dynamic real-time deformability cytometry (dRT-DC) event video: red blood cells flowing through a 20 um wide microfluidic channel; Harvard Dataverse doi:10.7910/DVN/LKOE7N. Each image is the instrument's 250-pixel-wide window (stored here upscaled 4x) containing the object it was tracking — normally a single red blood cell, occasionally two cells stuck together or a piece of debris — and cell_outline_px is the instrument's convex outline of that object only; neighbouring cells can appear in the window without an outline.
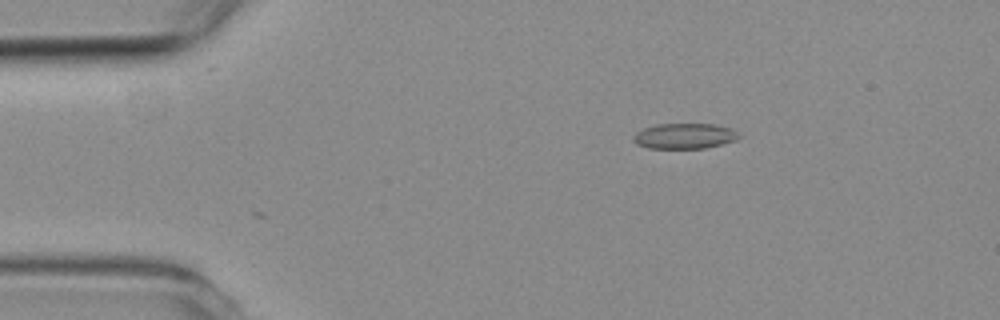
{"species": "common noctule bat (a hibernating species)", "species_latin": "Nyctalus noctula", "temperature_condition": "room temperature", "stored_images_in_passage": 7, "camera_frame_rate_fps": 3000, "um_per_image_px": 0.085, "animal": {"sex": "female", "body_mass_g": 19.3, "forearm_length_mm": 54.1}, "frame": {"image": 1, "passage_image": 2, "time_ms": 1.0, "image_size_px": [1000, 320], "cell_outline_px": [[740, 136], [736, 140], [704, 148], [648, 148], [636, 144], [632, 140], [632, 136], [636, 132], [644, 128], [656, 124], [712, 124], [732, 128]], "centroid_in_image_um": [58.14, 11.56], "position_along_channel_um": 26.9, "area_um2": 15.61}}
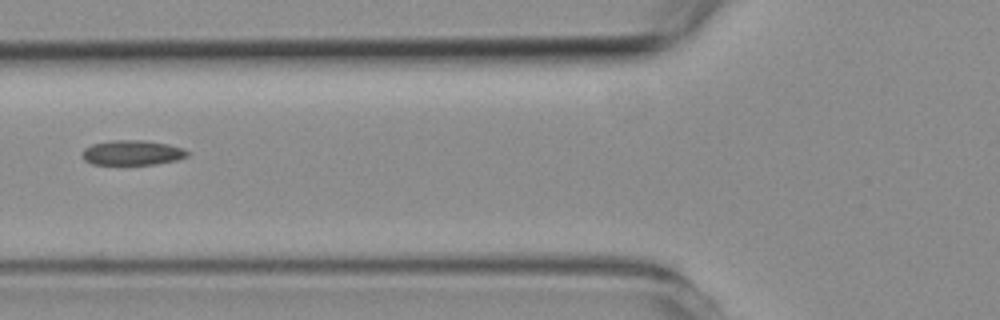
{"frame": {"image": 2, "passage_image": 5, "time_ms": 4.667, "image_size_px": [1000, 320], "cell_outline_px": [[188, 156], [176, 160], [156, 164], [92, 164], [84, 160], [84, 148], [92, 144], [116, 140], [140, 140], [168, 144], [180, 148], [188, 152]], "centroid_in_image_um": [11.24, 12.98], "position_along_channel_um": 114.6, "area_um2": 14.91}}
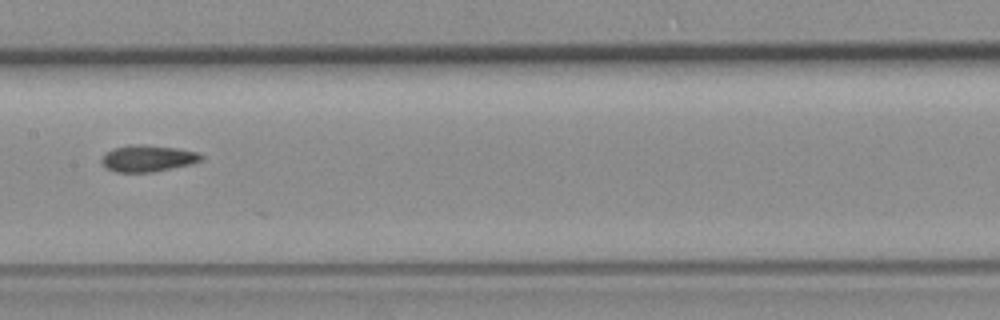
{"frame": {"image": 3, "passage_image": 7, "time_ms": 6.667, "image_size_px": [1000, 320], "cell_outline_px": [[204, 160], [192, 164], [152, 172], [116, 172], [104, 168], [100, 160], [108, 152], [116, 148], [136, 144], [140, 144], [176, 148], [200, 152], [204, 156]], "centroid_in_image_um": [12.62, 13.47], "position_along_channel_um": 194.8, "area_um2": 15.43}}